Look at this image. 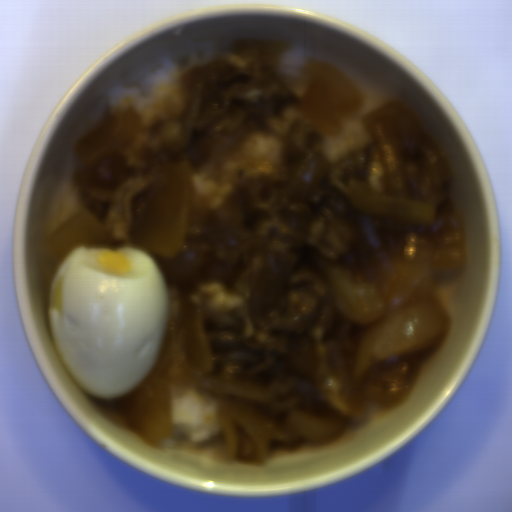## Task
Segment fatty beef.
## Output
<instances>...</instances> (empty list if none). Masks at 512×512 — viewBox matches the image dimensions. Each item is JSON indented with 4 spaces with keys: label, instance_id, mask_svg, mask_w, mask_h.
Returning a JSON list of instances; mask_svg holds the SVG:
<instances>
[{
    "label": "fatty beef",
    "instance_id": "1",
    "mask_svg": "<svg viewBox=\"0 0 512 512\" xmlns=\"http://www.w3.org/2000/svg\"><path fill=\"white\" fill-rule=\"evenodd\" d=\"M290 41H238L182 75L184 111L141 126L111 112L80 138L74 190L110 233L135 247L156 190L173 165L233 189L212 209L189 190L184 238L173 259L153 257L169 321L156 363L136 389L113 398L137 432L172 430L170 387L197 388L219 408L225 458L265 461L311 437L286 427L294 412L344 424L392 408L445 340L449 316L434 280L464 266V222L450 204L446 153L417 117L386 105L362 117L359 150L331 161L326 137L362 116L363 96L336 67L307 62L285 80ZM282 141L278 165L244 155L254 132ZM435 206L431 224L355 209L350 183ZM183 329L194 367L214 378L274 390L249 399L207 392L179 369Z\"/></svg>",
    "mask_w": 512,
    "mask_h": 512
}]
</instances>
